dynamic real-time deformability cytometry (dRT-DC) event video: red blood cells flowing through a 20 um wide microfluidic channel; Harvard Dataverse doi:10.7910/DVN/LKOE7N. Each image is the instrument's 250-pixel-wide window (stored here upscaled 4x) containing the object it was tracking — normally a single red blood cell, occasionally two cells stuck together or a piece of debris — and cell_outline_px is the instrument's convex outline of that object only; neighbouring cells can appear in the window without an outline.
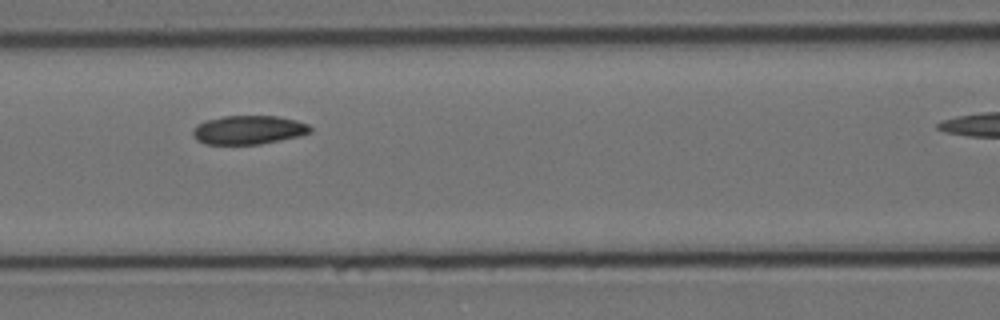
{"species": "Egyptian fruit bat (a non-hibernating species)", "species_latin": "Rousettus aegyptiacus", "temperature_condition": "cold", "stored_images_in_passage": 9, "camera_frame_rate_fps": 3000, "um_per_image_px": 0.085, "animal": {"sex": "female"}, "frame": {"image": 1, "passage_image": 6, "time_ms": 1.667, "image_size_px": [1000, 320], "cell_outline_px": [[312, 132], [300, 136], [260, 144], [204, 144], [196, 140], [192, 136], [192, 128], [196, 124], [204, 120], [224, 116], [276, 116], [296, 120], [308, 124], [312, 128]], "centroid_in_image_um": [21.09, 11.04], "position_along_channel_um": 145.5, "area_um2": 19.94}}
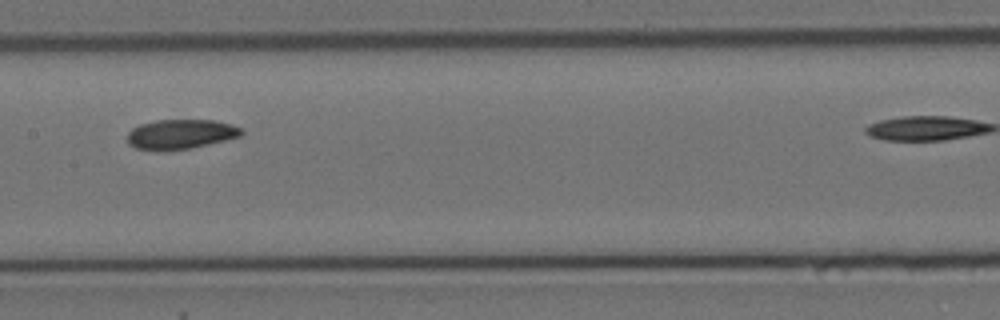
{"frame": {"image": 2, "passage_image": 7, "time_ms": 2.0, "image_size_px": [1000, 320], "cell_outline_px": [[244, 132], [240, 136], [192, 148], [164, 152], [136, 148], [128, 144], [128, 132], [132, 128], [140, 124], [156, 120], [212, 120], [228, 124], [240, 128]], "centroid_in_image_um": [15.29, 11.42], "position_along_channel_um": 192.1, "area_um2": 19.77}}
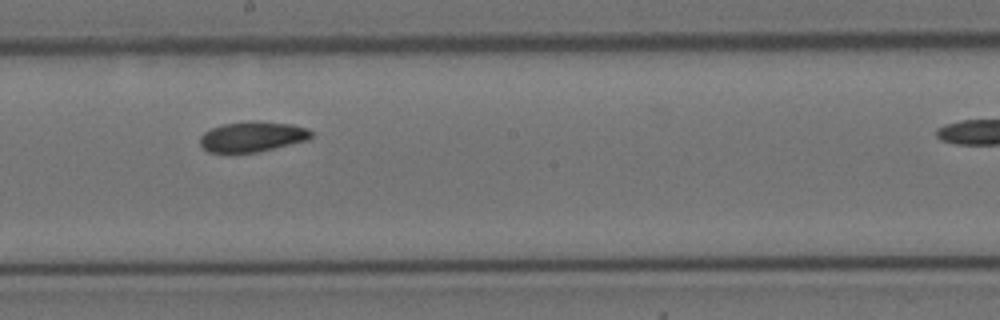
{"frame": {"image": 3, "passage_image": 8, "time_ms": 2.333, "image_size_px": [1000, 320], "cell_outline_px": [[312, 136], [308, 140], [256, 152], [208, 152], [200, 144], [200, 136], [204, 132], [212, 128], [224, 124], [244, 120], [252, 120], [292, 124], [308, 128], [312, 132]], "centroid_in_image_um": [21.46, 11.59], "position_along_channel_um": 226.7, "area_um2": 19.65}}